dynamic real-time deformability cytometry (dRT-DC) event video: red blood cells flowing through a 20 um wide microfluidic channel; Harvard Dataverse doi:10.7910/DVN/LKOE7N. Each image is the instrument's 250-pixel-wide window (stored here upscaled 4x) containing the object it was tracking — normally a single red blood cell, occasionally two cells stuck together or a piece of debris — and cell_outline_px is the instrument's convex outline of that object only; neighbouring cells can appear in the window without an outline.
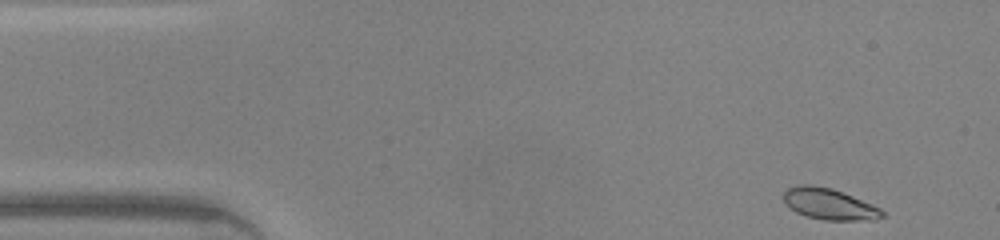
{"species": "common noctule bat (a hibernating species)", "species_latin": "Nyctalus noctula", "temperature_condition": "warm", "stored_images_in_passage": 43, "camera_frame_rate_fps": 3000, "um_per_image_px": 0.085, "animal": {"sex": "male", "body_mass_g": 20.0, "forearm_length_mm": 53.3}, "frame": {"image": 1, "passage_image": 1, "time_ms": 0.0, "image_size_px": [1000, 240], "cell_outline_px": [[884, 216], [876, 220], [824, 220], [808, 216], [796, 212], [784, 200], [784, 192], [788, 188], [796, 184], [812, 184], [832, 188], [844, 192], [872, 204], [880, 208], [884, 212]], "centroid_in_image_um": [70.52, 17.33], "position_along_channel_um": 14.5, "area_um2": 17.98}}
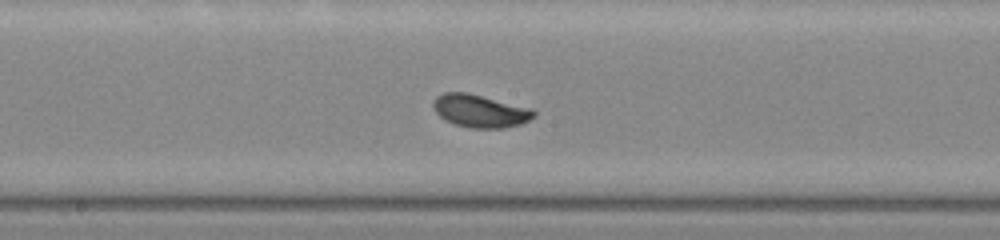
{"frame": {"image": 2, "passage_image": 21, "time_ms": 6.667, "image_size_px": [1000, 240], "cell_outline_px": [[536, 116], [520, 124], [504, 128], [468, 128], [456, 124], [440, 116], [432, 108], [432, 100], [436, 96], [444, 92], [468, 92], [532, 108], [536, 112]], "centroid_in_image_um": [40.8, 9.42], "position_along_channel_um": 207.4, "area_um2": 19.36}}
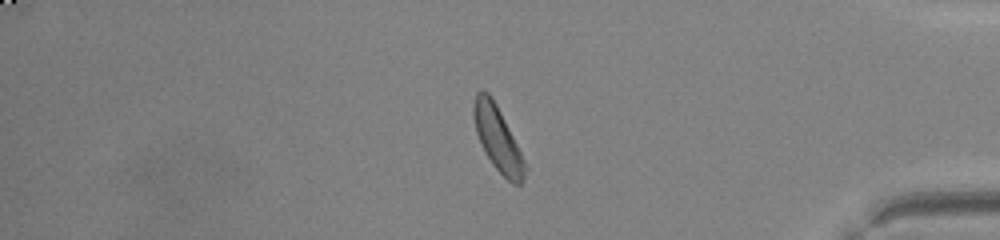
{"frame": {"image": 3, "passage_image": 36, "time_ms": 11.667, "image_size_px": [1000, 240], "cell_outline_px": [[528, 168], [520, 184], [512, 184], [492, 164], [484, 152], [480, 144], [476, 132], [472, 116], [472, 104], [476, 92], [480, 88], [484, 88], [488, 92], [496, 104]], "centroid_in_image_um": [42.25, 11.75], "position_along_channel_um": 393.0, "area_um2": 19.25}, "authors_computed_cell_mechanics": {"area_um2": 18.8428, "velocity_mm_per_s": 4.3687, "shape_relaxation_time_tau1_ms": 1.5565, "shape_relaxation_time_tau2_ms": null, "deformation_change_tau1": 0.0993, "deformation_change_tau2": null}}